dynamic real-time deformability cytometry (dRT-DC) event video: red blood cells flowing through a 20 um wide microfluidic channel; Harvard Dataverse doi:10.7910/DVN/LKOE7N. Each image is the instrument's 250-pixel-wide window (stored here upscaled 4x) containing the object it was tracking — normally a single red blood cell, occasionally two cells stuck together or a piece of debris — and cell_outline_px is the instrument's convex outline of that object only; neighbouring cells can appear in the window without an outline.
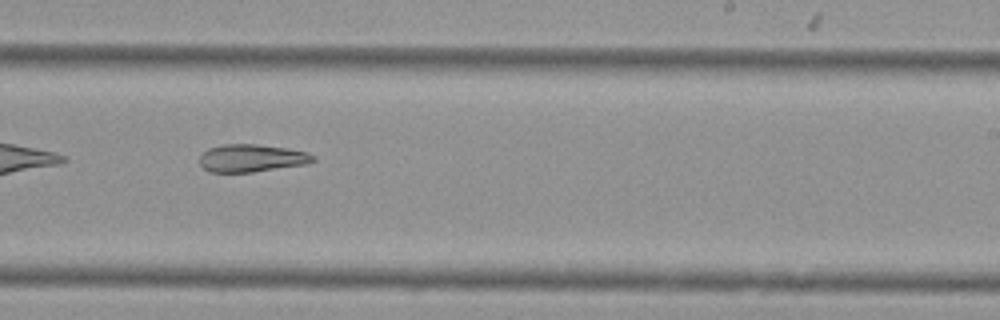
{"species": "Egyptian fruit bat (a non-hibernating species)", "species_latin": "Rousettus aegyptiacus", "temperature_condition": "cold", "stored_images_in_passage": 38, "camera_frame_rate_fps": 3000, "um_per_image_px": 0.085, "animal": {"sex": "female"}, "frame": {"image": 1, "passage_image": 17, "time_ms": 5.333, "image_size_px": [1000, 320], "cell_outline_px": [[316, 160], [304, 164], [252, 172], [212, 172], [204, 168], [200, 164], [200, 156], [208, 148], [224, 144], [256, 144], [288, 148], [308, 152], [316, 156]], "centroid_in_image_um": [21.4, 13.43], "position_along_channel_um": 267.6, "area_um2": 18.21}}